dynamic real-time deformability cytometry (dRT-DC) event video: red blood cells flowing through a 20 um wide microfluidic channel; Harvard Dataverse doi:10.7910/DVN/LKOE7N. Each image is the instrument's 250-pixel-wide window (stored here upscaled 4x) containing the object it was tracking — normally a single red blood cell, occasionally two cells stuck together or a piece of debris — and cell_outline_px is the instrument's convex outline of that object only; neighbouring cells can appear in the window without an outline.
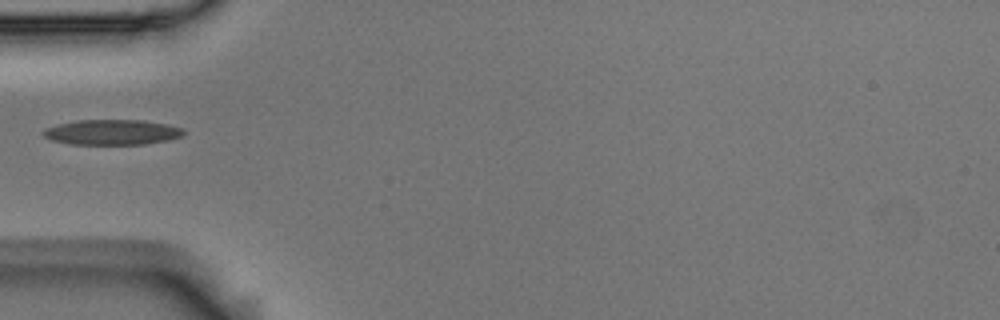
{"species": "Egyptian fruit bat (a non-hibernating species)", "species_latin": "Rousettus aegyptiacus", "temperature_condition": "room temperature", "stored_images_in_passage": 5, "camera_frame_rate_fps": 3000, "um_per_image_px": 0.085, "animal": {"sex": "male"}, "frame": {"image": 1, "passage_image": 4, "time_ms": 1.0, "image_size_px": [1000, 320], "cell_outline_px": [[184, 136], [168, 140], [144, 144], [68, 144], [52, 140], [44, 136], [40, 132], [44, 128], [76, 120], [144, 120], [168, 124], [184, 128]], "centroid_in_image_um": [9.54, 11.23], "position_along_channel_um": 75.5, "area_um2": 20.81}}
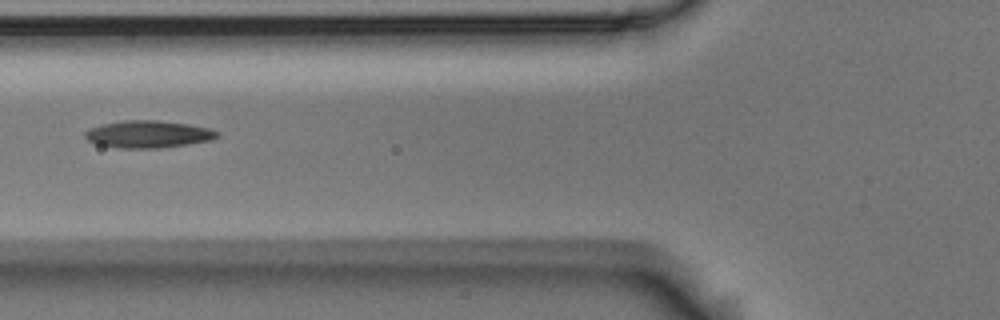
{"frame": {"image": 2, "passage_image": 5, "time_ms": 1.333, "image_size_px": [1000, 320], "cell_outline_px": [[220, 136], [212, 140], [188, 144], [156, 148], [120, 148], [96, 144], [88, 140], [84, 136], [84, 132], [88, 128], [100, 124], [120, 120], [160, 120], [188, 124], [212, 128], [220, 132]], "centroid_in_image_um": [12.6, 11.39], "position_along_channel_um": 113.2, "area_um2": 21.33}}